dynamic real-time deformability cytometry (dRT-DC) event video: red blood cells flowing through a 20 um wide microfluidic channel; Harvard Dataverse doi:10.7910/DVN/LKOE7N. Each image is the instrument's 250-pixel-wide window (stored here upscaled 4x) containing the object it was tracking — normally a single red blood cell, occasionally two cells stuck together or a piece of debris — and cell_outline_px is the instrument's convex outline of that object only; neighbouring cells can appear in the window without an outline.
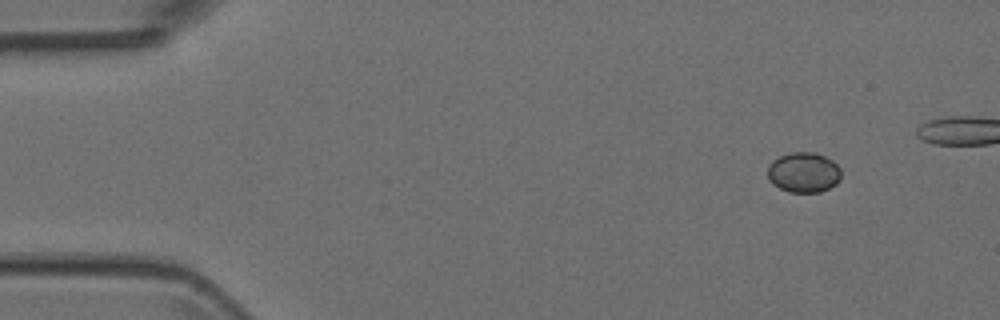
{"species": "Egyptian fruit bat (a non-hibernating species)", "species_latin": "Rousettus aegyptiacus", "temperature_condition": "room temperature", "stored_images_in_passage": 3, "camera_frame_rate_fps": 3000, "um_per_image_px": 0.085, "animal": {"sex": "female"}, "frame": {"image": 1, "passage_image": 1, "time_ms": 0.0, "image_size_px": [1000, 320], "cell_outline_px": [[840, 180], [836, 184], [820, 192], [788, 192], [772, 184], [768, 180], [768, 164], [772, 160], [780, 156], [792, 152], [816, 152], [832, 160], [840, 168]], "centroid_in_image_um": [68.29, 14.65], "position_along_channel_um": 16.7, "area_um2": 17.34}}
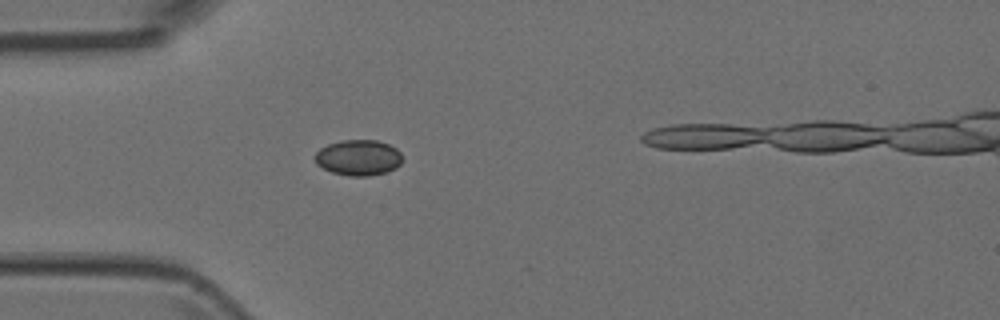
{"frame": {"image": 2, "passage_image": 3, "time_ms": 0.667, "image_size_px": [1000, 320], "cell_outline_px": [[400, 164], [396, 168], [388, 172], [368, 176], [348, 176], [332, 172], [316, 164], [312, 156], [320, 148], [328, 144], [340, 140], [376, 140], [388, 144], [396, 148], [400, 152]], "centroid_in_image_um": [30.43, 13.4], "position_along_channel_um": 54.6, "area_um2": 18.32}}